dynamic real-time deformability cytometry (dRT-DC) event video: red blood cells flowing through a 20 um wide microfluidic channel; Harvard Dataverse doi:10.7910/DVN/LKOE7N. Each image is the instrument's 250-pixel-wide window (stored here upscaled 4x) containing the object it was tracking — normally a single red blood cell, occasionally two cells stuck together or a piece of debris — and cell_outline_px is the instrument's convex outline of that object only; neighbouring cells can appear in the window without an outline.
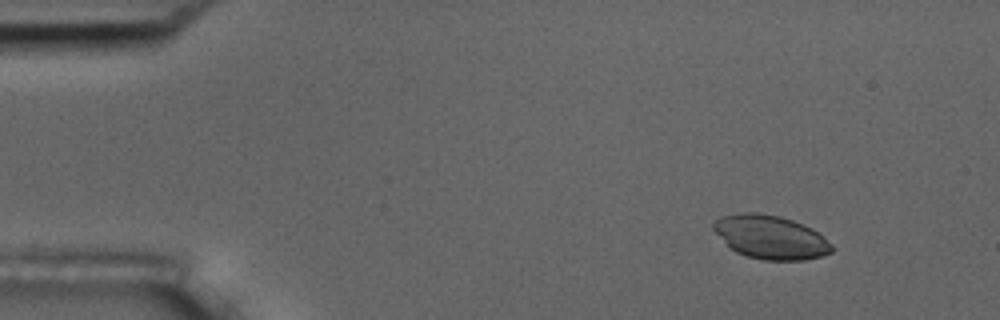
{"species": "common noctule bat (a hibernating species)", "species_latin": "Nyctalus noctula", "temperature_condition": "room temperature", "stored_images_in_passage": 6, "camera_frame_rate_fps": 3000, "um_per_image_px": 0.085, "animal": {"sex": "male", "body_mass_g": 17.5, "forearm_length_mm": 52.3}, "frame": {"image": 1, "passage_image": 2, "time_ms": 0.333, "image_size_px": [1000, 320], "cell_outline_px": [[832, 252], [820, 256], [804, 260], [764, 260], [748, 256], [736, 252], [712, 228], [712, 224], [720, 216], [740, 212], [756, 212], [780, 216], [792, 220], [812, 228], [824, 236], [832, 244]], "centroid_in_image_um": [65.52, 20.14], "position_along_channel_um": 19.5, "area_um2": 29.94}}